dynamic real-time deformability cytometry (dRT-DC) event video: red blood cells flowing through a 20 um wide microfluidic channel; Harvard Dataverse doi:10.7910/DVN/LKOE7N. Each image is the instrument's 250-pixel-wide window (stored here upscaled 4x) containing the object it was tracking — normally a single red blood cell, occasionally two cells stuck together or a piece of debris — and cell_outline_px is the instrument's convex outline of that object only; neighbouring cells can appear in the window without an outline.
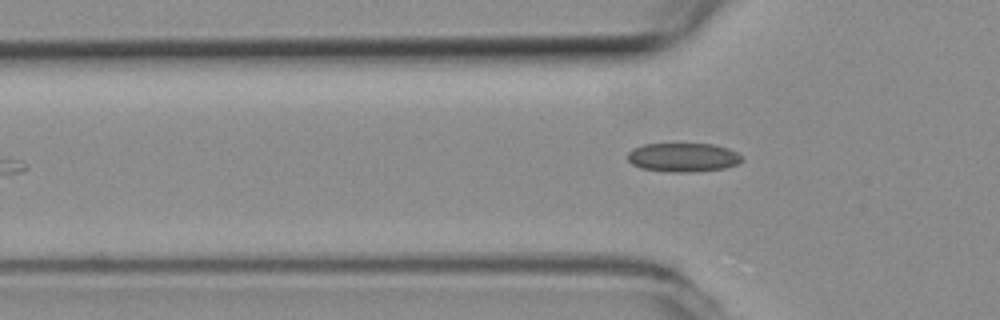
{"species": "common noctule bat (a hibernating species)", "species_latin": "Nyctalus noctula", "temperature_condition": "room temperature", "stored_images_in_passage": 7, "camera_frame_rate_fps": 3000, "um_per_image_px": 0.085, "animal": {"sex": "female", "body_mass_g": 19.3, "forearm_length_mm": 54.1}, "frame": {"image": 1, "passage_image": 7, "time_ms": 2.0, "image_size_px": [1000, 320], "cell_outline_px": [[744, 160], [736, 164], [724, 168], [692, 172], [672, 172], [640, 168], [632, 164], [628, 160], [628, 152], [632, 148], [644, 144], [712, 144], [728, 148], [736, 152]], "centroid_in_image_um": [58.04, 13.37], "position_along_channel_um": 67.8, "area_um2": 19.19}}